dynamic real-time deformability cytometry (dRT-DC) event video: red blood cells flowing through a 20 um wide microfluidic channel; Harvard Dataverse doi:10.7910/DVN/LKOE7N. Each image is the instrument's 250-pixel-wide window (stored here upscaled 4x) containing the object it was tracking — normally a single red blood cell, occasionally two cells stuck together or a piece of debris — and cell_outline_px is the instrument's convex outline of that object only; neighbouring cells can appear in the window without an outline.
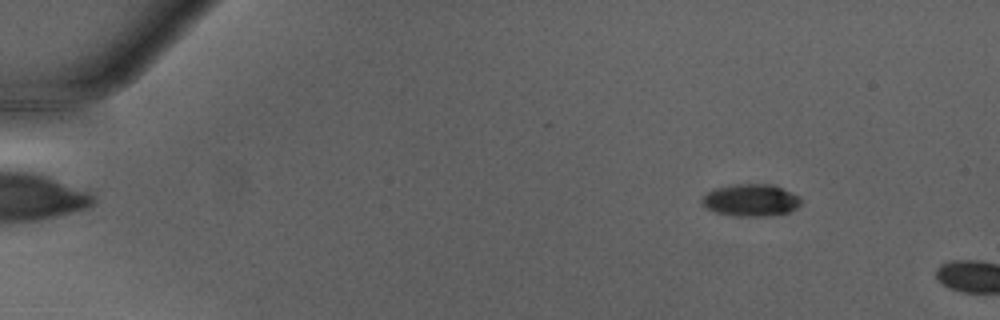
{"species": "Egyptian fruit bat (a non-hibernating species)", "species_latin": "Rousettus aegyptiacus", "temperature_condition": "warm", "stored_images_in_passage": 5, "camera_frame_rate_fps": 3000, "um_per_image_px": 0.085, "animal": {"sex": "male"}, "frame": {"image": 1, "passage_image": 2, "time_ms": 0.333, "image_size_px": [1000, 320], "cell_outline_px": [[800, 204], [796, 208], [788, 212], [768, 216], [740, 216], [716, 212], [708, 208], [700, 200], [712, 188], [732, 184], [772, 184], [800, 196]], "centroid_in_image_um": [63.82, 17.0], "position_along_channel_um": 21.2, "area_um2": 18.44}}